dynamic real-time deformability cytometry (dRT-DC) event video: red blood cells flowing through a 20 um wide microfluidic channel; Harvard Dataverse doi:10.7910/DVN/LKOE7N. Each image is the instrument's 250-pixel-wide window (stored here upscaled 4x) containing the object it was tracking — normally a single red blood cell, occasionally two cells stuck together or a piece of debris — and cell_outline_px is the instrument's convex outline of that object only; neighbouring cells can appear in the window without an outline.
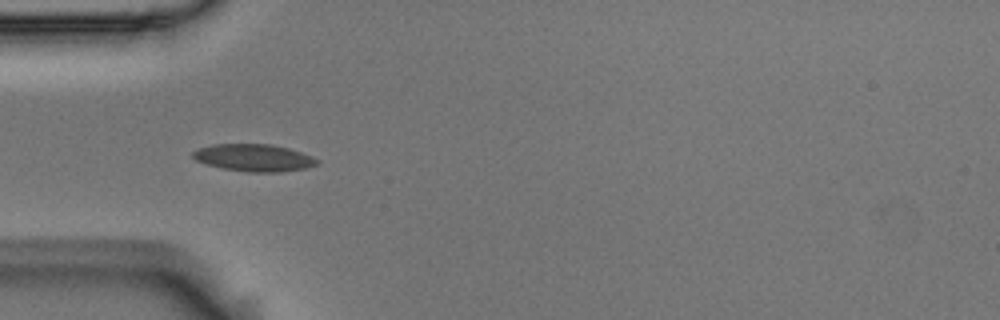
{"species": "Egyptian fruit bat (a non-hibernating species)", "species_latin": "Rousettus aegyptiacus", "temperature_condition": "room temperature", "stored_images_in_passage": 10, "camera_frame_rate_fps": 3000, "um_per_image_px": 0.085, "animal": {"sex": "male"}, "frame": {"image": 1, "passage_image": 5, "time_ms": 1.333, "image_size_px": [1000, 320], "cell_outline_px": [[320, 164], [304, 168], [280, 172], [248, 172], [224, 168], [208, 164], [196, 160], [192, 156], [192, 152], [200, 148], [216, 144], [272, 144], [288, 148], [312, 156], [320, 160]], "centroid_in_image_um": [21.63, 13.4], "position_along_channel_um": 63.4, "area_um2": 19.54}}
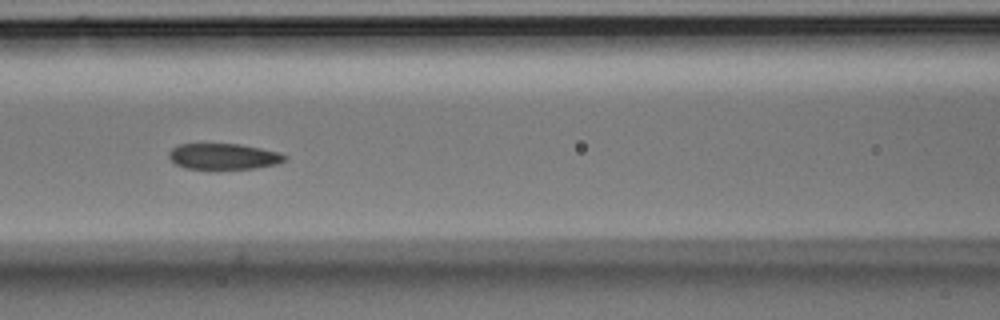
{"frame": {"image": 2, "passage_image": 7, "time_ms": 2.0, "image_size_px": [1000, 320], "cell_outline_px": [[288, 160], [276, 164], [256, 168], [184, 168], [176, 164], [168, 156], [168, 152], [172, 148], [180, 144], [240, 144], [280, 152], [288, 156]], "centroid_in_image_um": [19.04, 13.28], "position_along_channel_um": 147.6, "area_um2": 17.4}}
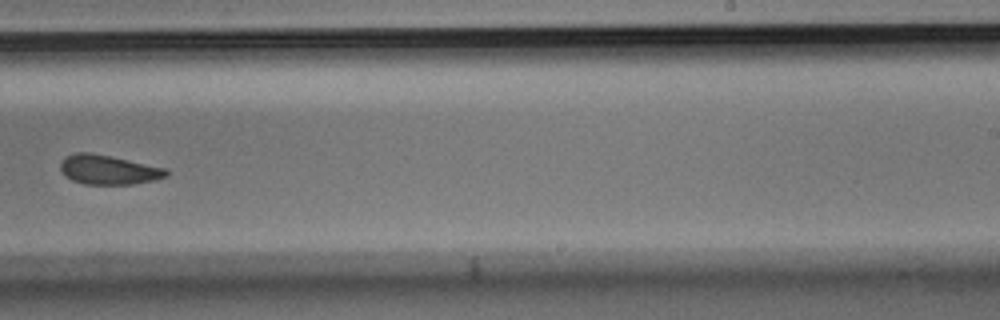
{"frame": {"image": 3, "passage_image": 10, "time_ms": 3.0, "image_size_px": [1000, 320], "cell_outline_px": [[168, 176], [156, 180], [132, 184], [84, 184], [72, 180], [60, 168], [60, 164], [64, 156], [76, 152], [88, 152], [108, 156], [164, 168], [168, 172]], "centroid_in_image_um": [9.2, 14.43], "position_along_channel_um": 279.8, "area_um2": 17.8}}